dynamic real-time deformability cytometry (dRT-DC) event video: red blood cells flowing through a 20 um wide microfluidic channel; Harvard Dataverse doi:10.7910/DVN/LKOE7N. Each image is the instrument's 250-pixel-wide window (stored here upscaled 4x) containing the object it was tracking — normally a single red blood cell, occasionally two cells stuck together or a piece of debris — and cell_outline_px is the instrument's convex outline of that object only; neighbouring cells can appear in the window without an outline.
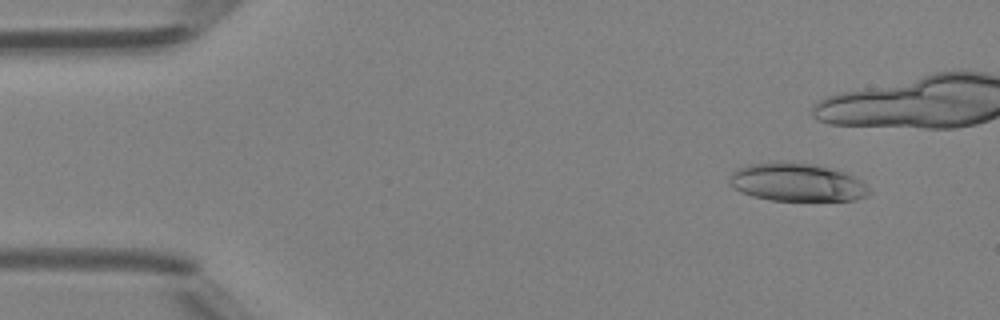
{"species": "Egyptian fruit bat (a non-hibernating species)", "species_latin": "Rousettus aegyptiacus", "temperature_condition": "room temperature", "stored_images_in_passage": 37, "camera_frame_rate_fps": 3000, "um_per_image_px": 0.085, "animal": {"sex": "female"}, "frame": {"image": 1, "passage_image": 5, "time_ms": 1.333, "image_size_px": [1000, 320], "cell_outline_px": [[872, 192], [868, 196], [856, 200], [772, 200], [752, 196], [740, 192], [728, 180], [728, 176], [736, 168], [748, 164], [784, 160], [812, 164], [844, 172], [860, 180]], "centroid_in_image_um": [67.71, 15.48], "position_along_channel_um": 17.3, "area_um2": 31.15}}
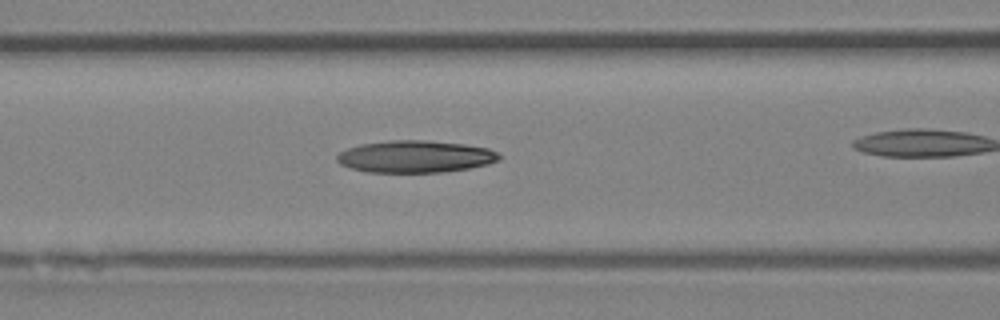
{"frame": {"image": 2, "passage_image": 20, "time_ms": 6.333, "image_size_px": [1000, 320], "cell_outline_px": [[500, 160], [488, 164], [468, 168], [444, 172], [368, 172], [352, 168], [340, 164], [336, 160], [336, 156], [340, 152], [348, 148], [360, 144], [392, 140], [424, 140], [464, 144], [488, 148], [496, 152], [500, 156]], "centroid_in_image_um": [35.29, 13.31], "position_along_channel_um": 131.3, "area_um2": 30.23}}
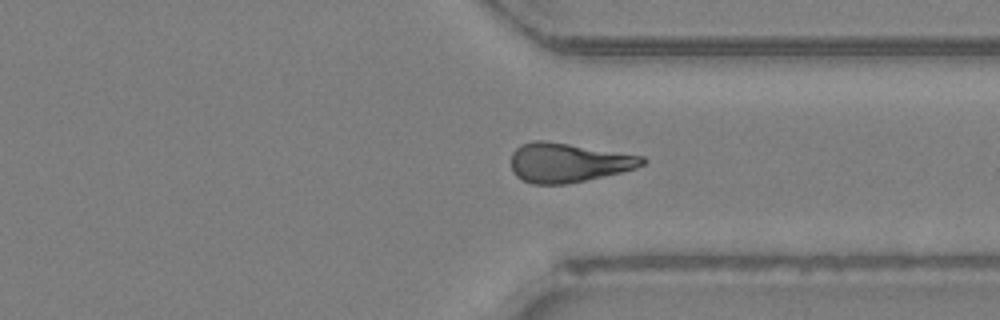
{"frame": {"image": 3, "passage_image": 36, "time_ms": 11.667, "image_size_px": [1000, 320], "cell_outline_px": [[648, 160], [644, 164], [636, 168], [620, 172], [584, 180], [564, 184], [532, 184], [516, 176], [512, 172], [512, 152], [520, 144], [536, 140], [544, 140], [644, 156]], "centroid_in_image_um": [48.28, 13.81], "position_along_channel_um": 363.1, "area_um2": 29.82}}